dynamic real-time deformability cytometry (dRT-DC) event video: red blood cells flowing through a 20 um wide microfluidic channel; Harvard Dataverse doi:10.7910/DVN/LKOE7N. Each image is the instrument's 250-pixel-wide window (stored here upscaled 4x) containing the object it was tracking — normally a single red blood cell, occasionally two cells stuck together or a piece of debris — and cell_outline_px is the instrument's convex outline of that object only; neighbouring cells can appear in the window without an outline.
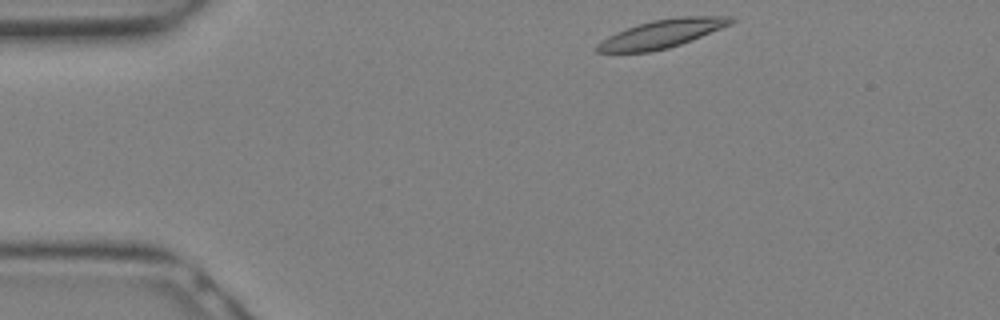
{"species": "Egyptian fruit bat (a non-hibernating species)", "species_latin": "Rousettus aegyptiacus", "temperature_condition": "warm", "stored_images_in_passage": 10, "camera_frame_rate_fps": 3000, "um_per_image_px": 0.085, "animal": {"sex": "female"}, "frame": {"image": 1, "passage_image": 1, "time_ms": 0.0, "image_size_px": [1000, 320], "cell_outline_px": [[736, 20], [732, 24], [680, 44], [668, 48], [648, 52], [596, 52], [596, 44], [608, 36], [616, 32], [652, 20], [676, 16], [732, 16]], "centroid_in_image_um": [56.28, 2.85], "position_along_channel_um": 28.7, "area_um2": 21.85}}
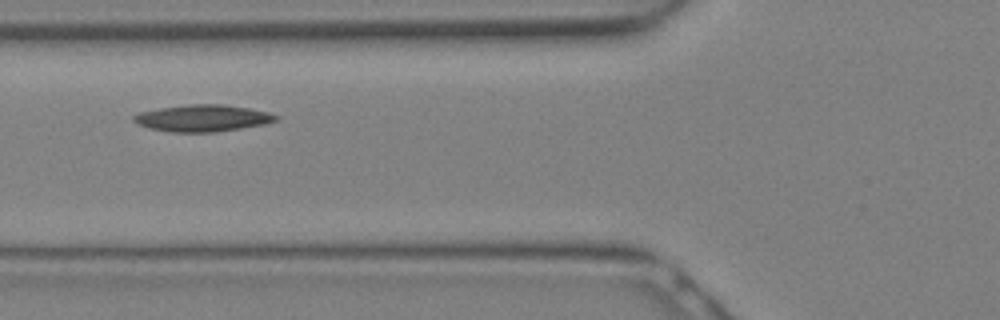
{"frame": {"image": 2, "passage_image": 7, "time_ms": 2.0, "image_size_px": [1000, 320], "cell_outline_px": [[280, 120], [264, 124], [240, 128], [212, 132], [172, 132], [148, 128], [132, 120], [132, 116], [140, 112], [160, 108], [188, 104], [224, 104], [248, 108], [268, 112], [280, 116]], "centroid_in_image_um": [17.25, 10.03], "position_along_channel_um": 108.6, "area_um2": 22.14}}
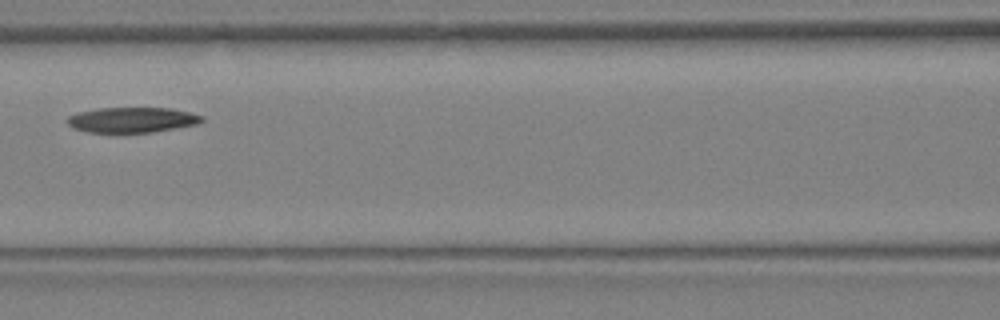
{"frame": {"image": 3, "passage_image": 9, "time_ms": 2.667, "image_size_px": [1000, 320], "cell_outline_px": [[204, 120], [196, 124], [176, 128], [152, 132], [116, 136], [112, 136], [88, 132], [72, 128], [68, 124], [68, 116], [80, 112], [96, 108], [168, 108], [188, 112], [204, 116]], "centroid_in_image_um": [11.16, 10.24], "position_along_channel_um": 155.4, "area_um2": 20.63}}